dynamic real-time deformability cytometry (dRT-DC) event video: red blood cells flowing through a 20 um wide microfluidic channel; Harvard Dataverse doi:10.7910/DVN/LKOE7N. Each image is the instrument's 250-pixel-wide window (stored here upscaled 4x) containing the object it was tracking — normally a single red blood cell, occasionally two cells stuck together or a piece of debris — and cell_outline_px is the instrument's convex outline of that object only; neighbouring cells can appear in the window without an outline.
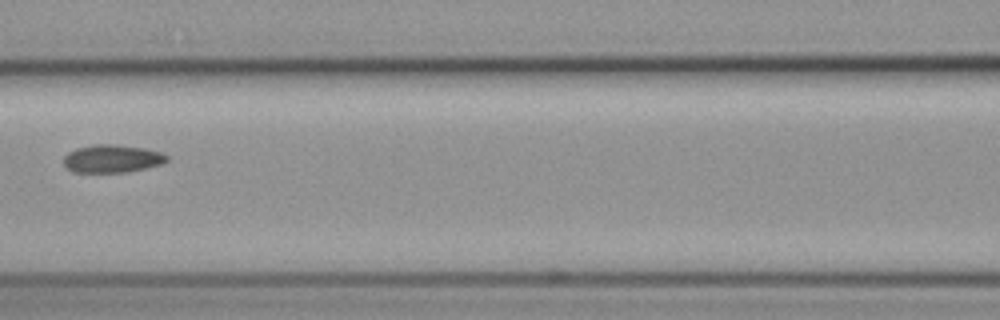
{"species": "common noctule bat (a hibernating species)", "species_latin": "Nyctalus noctula", "temperature_condition": "cold", "stored_images_in_passage": 7, "camera_frame_rate_fps": 3000, "um_per_image_px": 0.085, "animal": {"sex": "female", "body_mass_g": 19.3, "forearm_length_mm": 54.1}, "frame": {"image": 1, "passage_image": 7, "time_ms": 8.0, "image_size_px": [1000, 320], "cell_outline_px": [[168, 160], [160, 164], [144, 168], [124, 172], [72, 172], [64, 164], [64, 156], [68, 152], [76, 148], [92, 144], [116, 144], [144, 148], [160, 152], [168, 156]], "centroid_in_image_um": [9.5, 13.47], "position_along_channel_um": 157.1, "area_um2": 16.7}}